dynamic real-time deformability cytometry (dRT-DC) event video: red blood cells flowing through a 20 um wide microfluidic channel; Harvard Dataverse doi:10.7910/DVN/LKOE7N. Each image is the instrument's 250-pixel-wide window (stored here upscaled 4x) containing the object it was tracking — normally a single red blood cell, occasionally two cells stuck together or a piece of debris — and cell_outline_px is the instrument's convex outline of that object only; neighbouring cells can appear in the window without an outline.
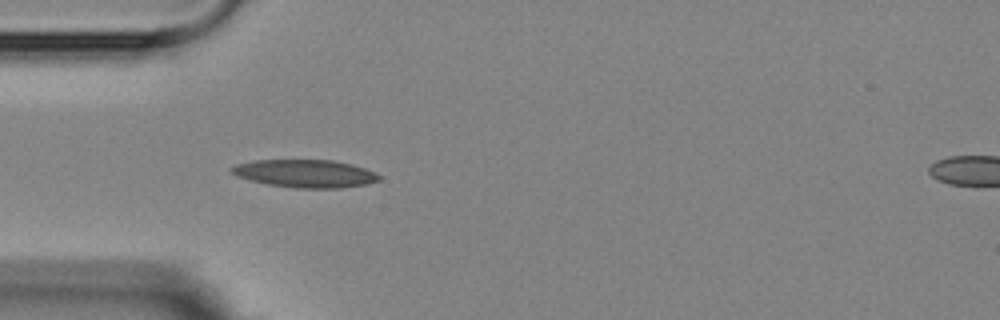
{"species": "Egyptian fruit bat (a non-hibernating species)", "species_latin": "Rousettus aegyptiacus", "temperature_condition": "room temperature", "stored_images_in_passage": 5, "camera_frame_rate_fps": 3000, "um_per_image_px": 0.085, "animal": {"sex": "female"}, "frame": {"image": 1, "passage_image": 5, "time_ms": 4.333, "image_size_px": [1000, 320], "cell_outline_px": [[380, 180], [368, 184], [340, 188], [296, 188], [268, 184], [236, 176], [228, 168], [236, 164], [256, 160], [332, 160], [352, 164], [364, 168], [380, 176]], "centroid_in_image_um": [25.94, 14.75], "position_along_channel_um": 59.1, "area_um2": 23.81}}